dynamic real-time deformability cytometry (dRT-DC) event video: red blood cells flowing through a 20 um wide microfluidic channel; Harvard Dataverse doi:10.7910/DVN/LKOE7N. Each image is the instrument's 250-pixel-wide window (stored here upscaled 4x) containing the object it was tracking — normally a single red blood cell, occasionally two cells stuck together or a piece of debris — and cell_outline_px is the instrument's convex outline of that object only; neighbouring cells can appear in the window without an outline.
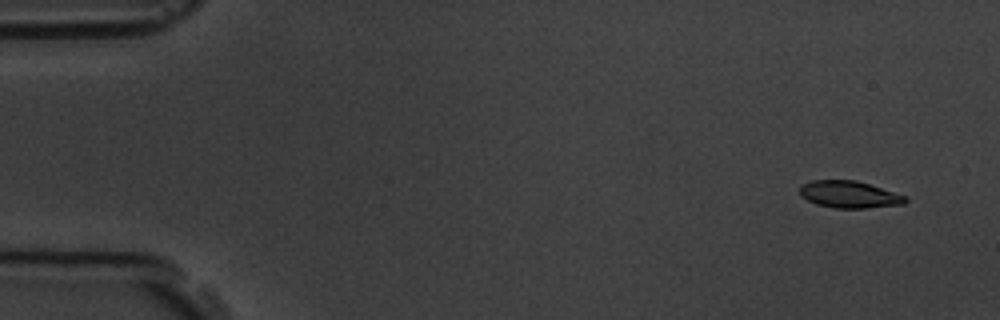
{"species": "common noctule bat (a hibernating species)", "species_latin": "Nyctalus noctula", "temperature_condition": "room temperature", "stored_images_in_passage": 5, "camera_frame_rate_fps": 3000, "um_per_image_px": 0.085, "animal": {"sex": "male", "body_mass_g": 19.5, "forearm_length_mm": 54.6}, "frame": {"image": 1, "passage_image": 1, "time_ms": 0.0, "image_size_px": [1000, 320], "cell_outline_px": [[908, 200], [904, 204], [864, 208], [832, 208], [816, 204], [800, 196], [800, 184], [812, 180], [856, 180], [908, 196]], "centroid_in_image_um": [72.18, 16.53], "position_along_channel_um": 12.8, "area_um2": 16.76}}
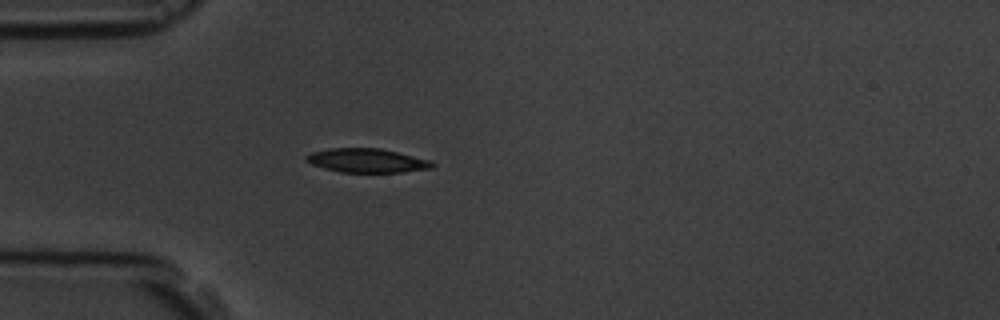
{"frame": {"image": 2, "passage_image": 5, "time_ms": 4.333, "image_size_px": [1000, 320], "cell_outline_px": [[436, 164], [432, 168], [404, 172], [340, 172], [324, 168], [312, 164], [304, 160], [304, 156], [312, 152], [332, 148], [380, 148], [432, 160]], "centroid_in_image_um": [31.21, 13.64], "position_along_channel_um": 53.8, "area_um2": 17.69}}